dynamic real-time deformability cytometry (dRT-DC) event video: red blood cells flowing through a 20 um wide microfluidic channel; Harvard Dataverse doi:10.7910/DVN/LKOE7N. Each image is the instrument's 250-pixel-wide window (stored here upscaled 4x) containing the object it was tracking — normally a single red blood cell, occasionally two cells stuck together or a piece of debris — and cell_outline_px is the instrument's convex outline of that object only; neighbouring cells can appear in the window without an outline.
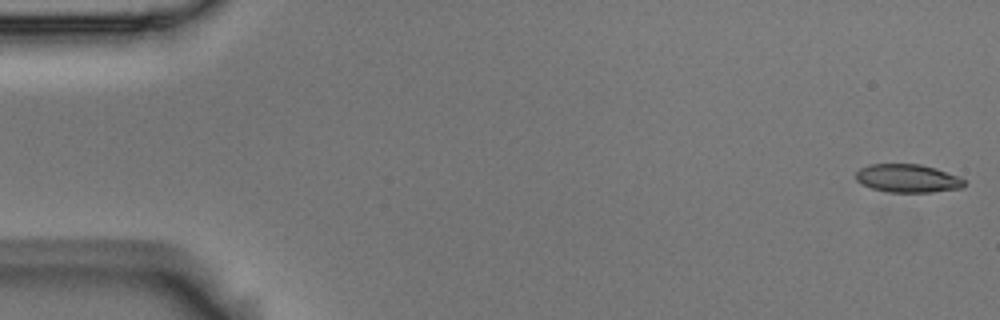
{"species": "Egyptian fruit bat (a non-hibernating species)", "species_latin": "Rousettus aegyptiacus", "temperature_condition": "room temperature", "stored_images_in_passage": 6, "camera_frame_rate_fps": 3000, "um_per_image_px": 0.085, "animal": {"sex": "male"}, "frame": {"image": 1, "passage_image": 1, "time_ms": 0.0, "image_size_px": [1000, 320], "cell_outline_px": [[964, 184], [960, 188], [932, 192], [888, 192], [872, 188], [856, 180], [856, 172], [860, 168], [868, 164], [920, 164], [936, 168], [960, 176], [964, 180]], "centroid_in_image_um": [77.15, 15.15], "position_along_channel_um": 7.8, "area_um2": 17.8}}
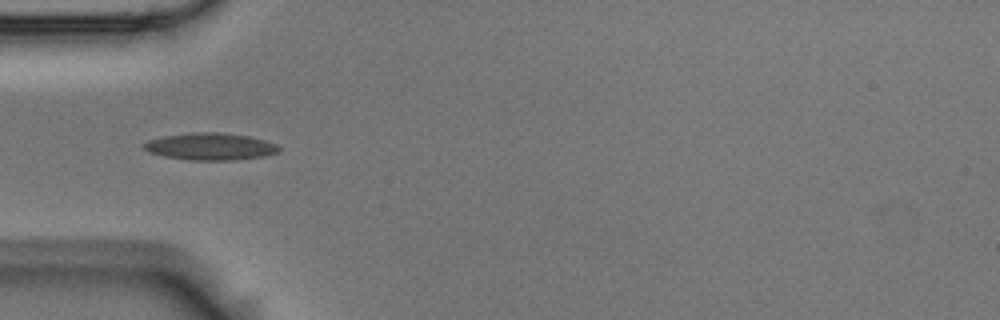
{"frame": {"image": 2, "passage_image": 5, "time_ms": 1.333, "image_size_px": [1000, 320], "cell_outline_px": [[280, 152], [264, 156], [232, 160], [188, 160], [164, 156], [148, 152], [144, 148], [144, 144], [148, 140], [164, 136], [196, 132], [220, 132], [248, 136], [264, 140], [276, 144], [280, 148]], "centroid_in_image_um": [17.89, 12.46], "position_along_channel_um": 67.1, "area_um2": 21.21}}
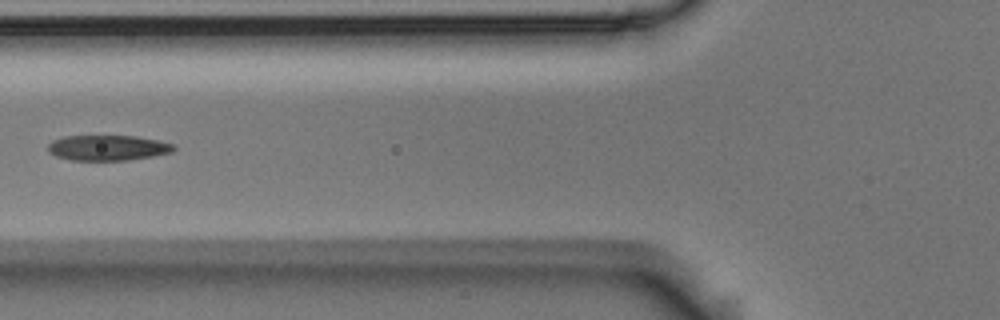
{"frame": {"image": 3, "passage_image": 6, "time_ms": 1.667, "image_size_px": [1000, 320], "cell_outline_px": [[176, 148], [172, 152], [152, 156], [128, 160], [72, 160], [56, 156], [48, 152], [48, 144], [52, 140], [64, 136], [136, 136], [176, 144]], "centroid_in_image_um": [9.16, 12.56], "position_along_channel_um": 116.6, "area_um2": 18.61}}